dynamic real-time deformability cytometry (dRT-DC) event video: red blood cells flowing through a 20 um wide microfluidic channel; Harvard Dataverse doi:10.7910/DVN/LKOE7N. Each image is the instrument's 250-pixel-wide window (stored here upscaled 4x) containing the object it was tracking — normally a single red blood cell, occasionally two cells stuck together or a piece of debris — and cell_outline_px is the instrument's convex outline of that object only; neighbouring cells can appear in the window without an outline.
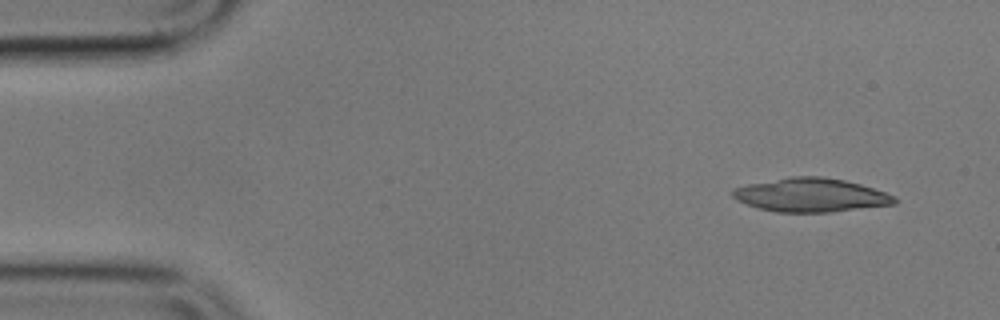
{"species": "common noctule bat (a hibernating species)", "species_latin": "Nyctalus noctula", "temperature_condition": "cold", "stored_images_in_passage": 3, "camera_frame_rate_fps": 3000, "um_per_image_px": 0.085, "animal": {"sex": "male", "body_mass_g": 17.9}, "frame": {"image": 1, "passage_image": 1, "time_ms": 0.0, "image_size_px": [1000, 320], "cell_outline_px": [[896, 204], [832, 212], [776, 212], [760, 208], [736, 200], [732, 196], [732, 188], [748, 184], [788, 176], [824, 176], [844, 180], [860, 184], [896, 196]], "centroid_in_image_um": [68.91, 16.57], "position_along_channel_um": 16.1, "area_um2": 31.85}}